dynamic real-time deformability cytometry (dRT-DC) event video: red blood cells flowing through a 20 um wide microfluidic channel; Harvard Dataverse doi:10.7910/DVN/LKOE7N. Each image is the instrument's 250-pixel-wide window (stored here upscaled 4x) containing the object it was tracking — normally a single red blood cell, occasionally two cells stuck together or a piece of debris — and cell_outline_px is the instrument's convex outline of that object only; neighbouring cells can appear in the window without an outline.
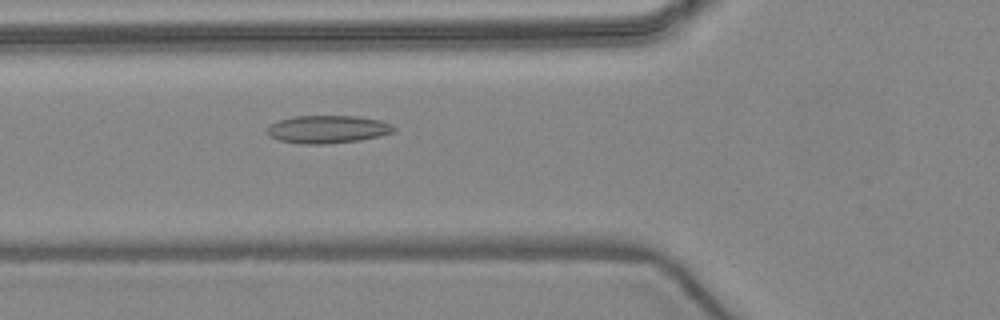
{"species": "common noctule bat (a hibernating species)", "species_latin": "Nyctalus noctula", "temperature_condition": "warm", "stored_images_in_passage": 5, "camera_frame_rate_fps": 3000, "um_per_image_px": 0.085, "animal": {"sex": "female", "body_mass_g": 24.6, "forearm_length_mm": 56.2}, "frame": {"image": 1, "passage_image": 5, "time_ms": 5.667, "image_size_px": [1000, 320], "cell_outline_px": [[396, 132], [380, 136], [360, 140], [324, 144], [300, 144], [280, 140], [272, 136], [268, 132], [268, 128], [272, 124], [280, 120], [292, 116], [360, 116], [380, 120], [392, 124], [396, 128]], "centroid_in_image_um": [27.93, 10.98], "position_along_channel_um": 97.9, "area_um2": 20.52}}